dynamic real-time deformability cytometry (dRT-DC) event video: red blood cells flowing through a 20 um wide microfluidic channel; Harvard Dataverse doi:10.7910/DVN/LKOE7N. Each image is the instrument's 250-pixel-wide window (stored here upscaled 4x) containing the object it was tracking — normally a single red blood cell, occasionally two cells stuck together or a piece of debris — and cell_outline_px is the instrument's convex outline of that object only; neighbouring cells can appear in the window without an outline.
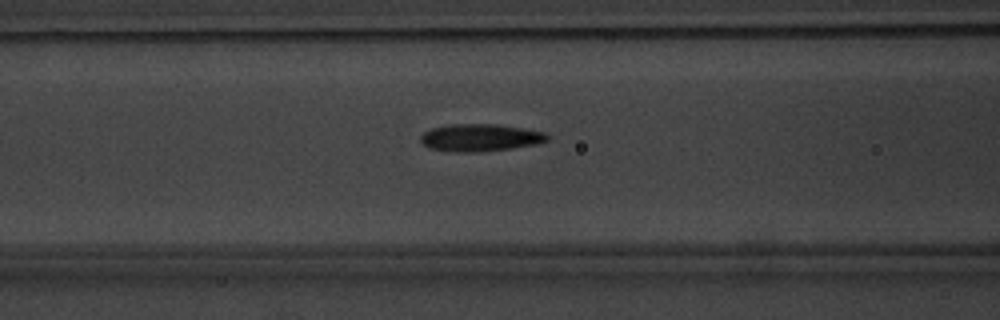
{"species": "common noctule bat (a hibernating species)", "species_latin": "Nyctalus noctula", "temperature_condition": "warm", "stored_images_in_passage": 53, "camera_frame_rate_fps": 3000, "um_per_image_px": 0.085, "animal": {"sex": "male", "body_mass_g": 20.1, "forearm_length_mm": 53.5}, "frame": {"image": 1, "passage_image": 22, "time_ms": 7.0, "image_size_px": [1000, 320], "cell_outline_px": [[548, 140], [536, 144], [512, 148], [476, 152], [452, 152], [428, 148], [420, 140], [420, 136], [424, 132], [432, 128], [452, 124], [496, 124], [544, 132], [548, 136]], "centroid_in_image_um": [40.78, 11.7], "position_along_channel_um": 125.8, "area_um2": 20.06}}
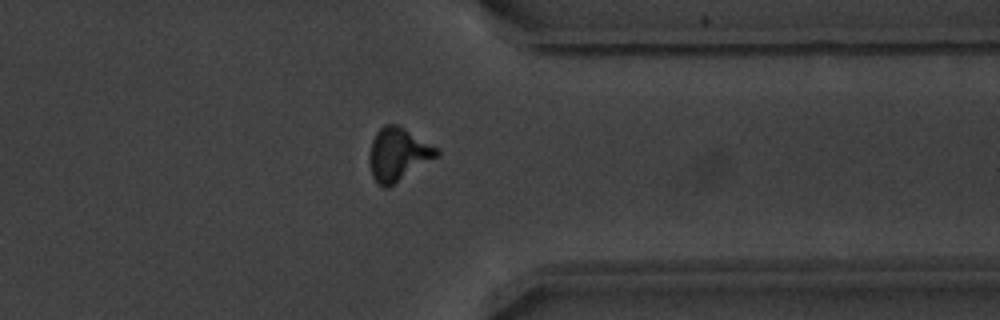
{"frame": {"image": 2, "passage_image": 42, "time_ms": 13.667, "image_size_px": [1000, 320], "cell_outline_px": [[440, 156], [388, 188], [384, 188], [372, 176], [368, 160], [368, 156], [372, 140], [376, 132], [384, 124], [396, 124], [404, 128], [440, 148]], "centroid_in_image_um": [33.86, 13.12], "position_along_channel_um": 377.5, "area_um2": 21.15}}
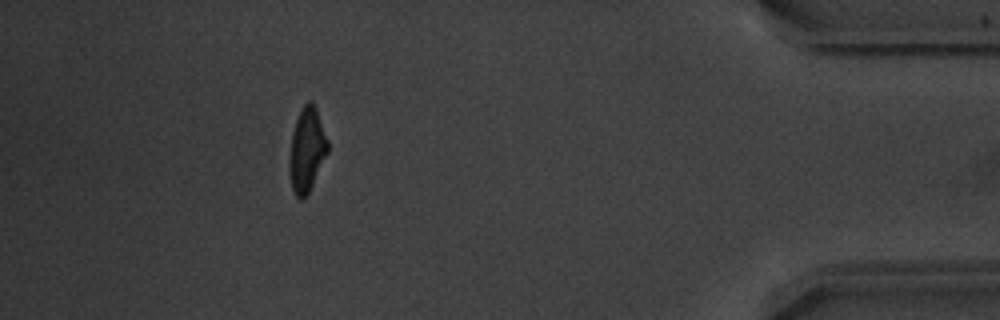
{"frame": {"image": 3, "passage_image": 48, "time_ms": 15.667, "image_size_px": [1000, 320], "cell_outline_px": [[328, 152], [304, 200], [300, 200], [296, 196], [292, 188], [288, 164], [288, 160], [292, 132], [296, 120], [304, 104], [308, 100], [312, 100], [316, 108], [328, 140]], "centroid_in_image_um": [26.07, 12.73], "position_along_channel_um": 409.1, "area_um2": 18.73}, "authors_computed_cell_mechanics": {"area_um2": 19.1318, "velocity_mm_per_s": 3.8364, "shape_relaxation_time_tau1_ms": 4.3359, "shape_relaxation_time_tau2_ms": 2.1925, "deformation_change_tau1": 0.183, "deformation_change_tau2": 0.0964}}